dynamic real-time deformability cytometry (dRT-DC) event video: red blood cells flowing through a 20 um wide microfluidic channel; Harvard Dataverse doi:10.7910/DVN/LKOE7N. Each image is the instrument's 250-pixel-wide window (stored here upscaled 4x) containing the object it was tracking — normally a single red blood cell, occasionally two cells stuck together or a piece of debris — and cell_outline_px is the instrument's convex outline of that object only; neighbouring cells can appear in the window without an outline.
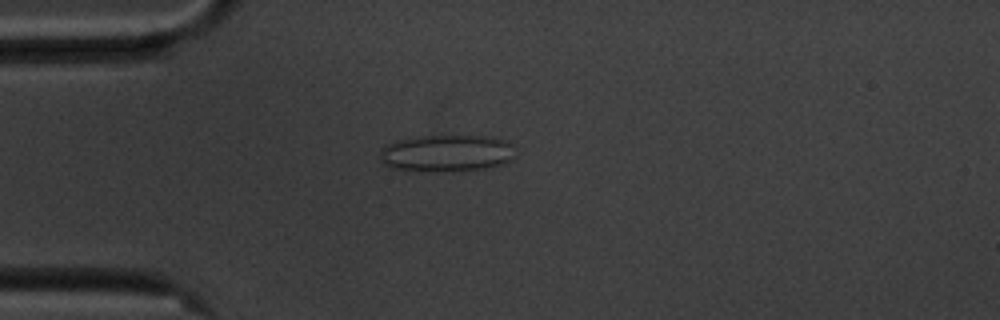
{"species": "common noctule bat (a hibernating species)", "species_latin": "Nyctalus noctula", "temperature_condition": "cold", "stored_images_in_passage": 43, "camera_frame_rate_fps": 3000, "um_per_image_px": 0.085, "animal": {"sex": "male", "body_mass_g": 20.1, "forearm_length_mm": 53.5}, "frame": {"image": 1, "passage_image": 1, "time_ms": 0.0, "image_size_px": [1000, 320], "cell_outline_px": [[516, 156], [500, 164], [484, 168], [432, 172], [388, 168], [380, 160], [380, 152], [388, 144], [400, 140], [424, 136], [496, 136], [504, 140], [508, 144]], "centroid_in_image_um": [37.93, 13.03], "position_along_channel_um": 47.1, "area_um2": 28.78}}
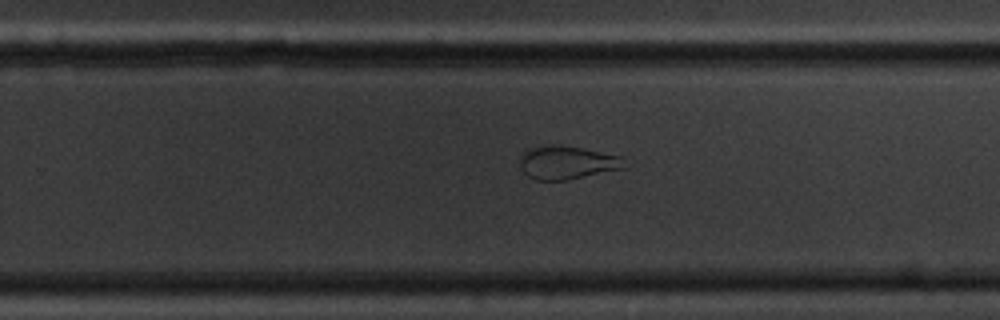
{"frame": {"image": 2, "passage_image": 22, "time_ms": 7.0, "image_size_px": [1000, 320], "cell_outline_px": [[628, 168], [568, 180], [536, 180], [528, 176], [520, 168], [520, 156], [528, 148], [552, 144], [560, 144], [584, 148], [620, 156]], "centroid_in_image_um": [48.21, 13.81], "position_along_channel_um": 281.6, "area_um2": 20.63}}
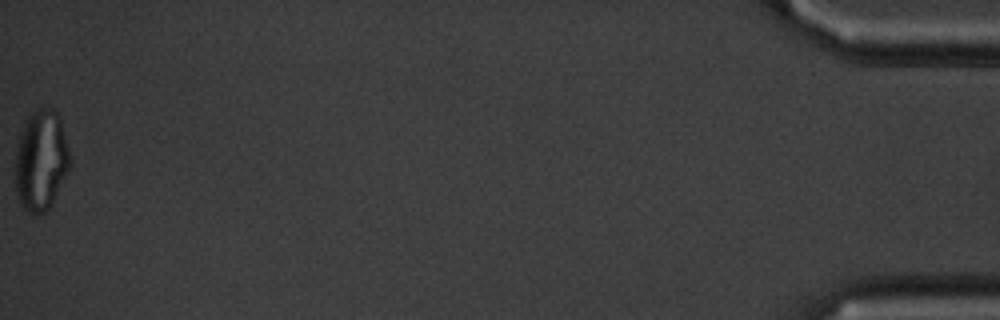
{"frame": {"image": 3, "passage_image": 43, "time_ms": 14.0, "image_size_px": [1000, 320], "cell_outline_px": [[72, 164], [48, 208], [44, 212], [36, 216], [28, 212], [20, 204], [16, 192], [16, 144], [20, 132], [28, 116], [32, 112], [40, 108], [52, 108], [60, 116], [72, 160]], "centroid_in_image_um": [3.5, 13.61], "position_along_channel_um": 431.7, "area_um2": 32.19}, "authors_computed_cell_mechanics": {"area_um2": 22.4264, "velocity_mm_per_s": 3.5531, "shape_relaxation_time_tau1_ms": null, "shape_relaxation_time_tau2_ms": 1.3531, "deformation_change_tau1": null, "deformation_change_tau2": 0.0828}}